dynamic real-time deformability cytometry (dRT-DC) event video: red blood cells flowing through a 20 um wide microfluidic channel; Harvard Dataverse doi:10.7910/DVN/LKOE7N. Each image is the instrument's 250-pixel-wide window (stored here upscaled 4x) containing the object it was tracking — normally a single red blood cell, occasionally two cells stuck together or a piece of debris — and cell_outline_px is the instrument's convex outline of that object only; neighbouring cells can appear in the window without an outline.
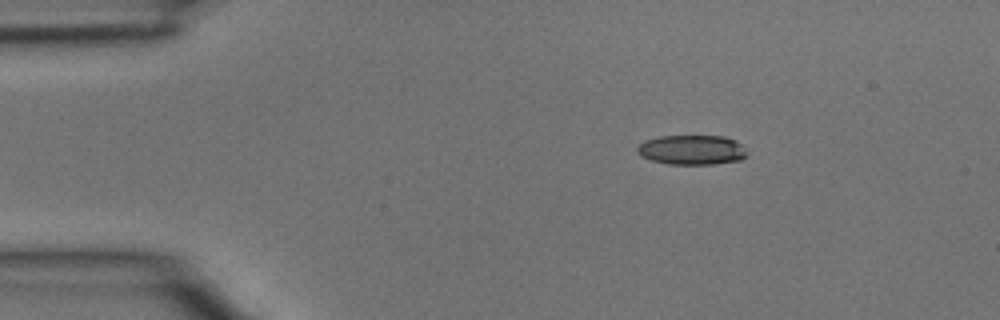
{"species": "common noctule bat (a hibernating species)", "species_latin": "Nyctalus noctula", "temperature_condition": "room temperature", "stored_images_in_passage": 3, "camera_frame_rate_fps": 3000, "um_per_image_px": 0.085, "animal": {"sex": "male", "body_mass_g": 15.6}, "frame": {"image": 1, "passage_image": 1, "time_ms": 0.0, "image_size_px": [1000, 320], "cell_outline_px": [[748, 156], [740, 160], [712, 164], [668, 164], [652, 160], [640, 156], [636, 152], [636, 148], [644, 140], [660, 136], [724, 136], [736, 140], [748, 152]], "centroid_in_image_um": [58.81, 12.74], "position_along_channel_um": 26.2, "area_um2": 19.13}}
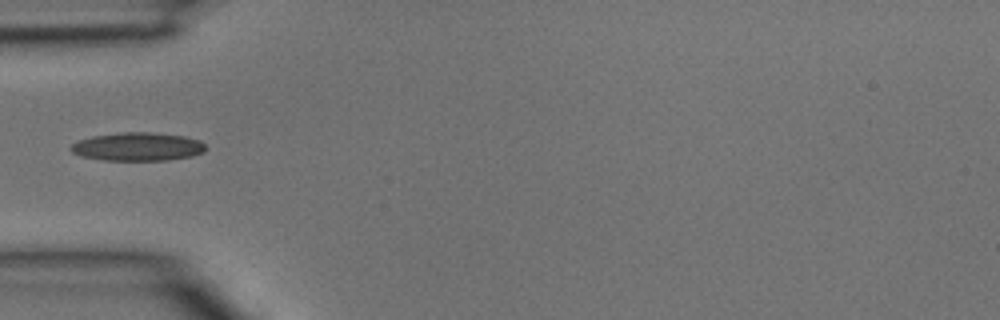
{"frame": {"image": 2, "passage_image": 3, "time_ms": 0.667, "image_size_px": [1000, 320], "cell_outline_px": [[204, 152], [192, 156], [168, 160], [104, 160], [80, 156], [72, 152], [68, 148], [72, 144], [80, 140], [92, 136], [124, 132], [148, 132], [184, 136], [200, 140], [204, 144]], "centroid_in_image_um": [11.69, 12.47], "position_along_channel_um": 73.3, "area_um2": 22.2}}